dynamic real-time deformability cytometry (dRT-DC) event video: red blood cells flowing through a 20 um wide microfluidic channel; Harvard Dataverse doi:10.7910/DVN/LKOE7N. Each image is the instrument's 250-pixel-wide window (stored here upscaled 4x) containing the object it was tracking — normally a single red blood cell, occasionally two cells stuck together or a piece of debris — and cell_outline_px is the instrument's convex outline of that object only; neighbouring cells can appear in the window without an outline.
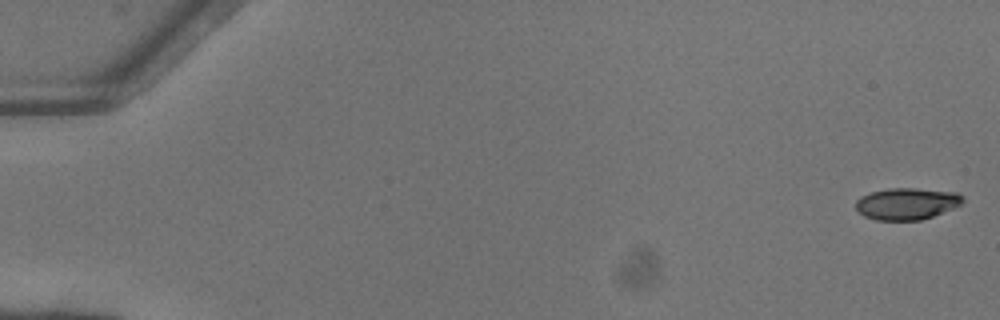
{"species": "common noctule bat (a hibernating species)", "species_latin": "Nyctalus noctula", "temperature_condition": "warm", "stored_images_in_passage": 51, "camera_frame_rate_fps": 3000, "um_per_image_px": 0.085, "animal": {"sex": "female"}, "frame": {"image": 1, "passage_image": 1, "time_ms": 0.0, "image_size_px": [1000, 320], "cell_outline_px": [[964, 200], [960, 204], [952, 208], [932, 216], [920, 220], [876, 220], [864, 216], [856, 212], [856, 200], [860, 196], [872, 192], [888, 188], [916, 188], [956, 192], [964, 196]], "centroid_in_image_um": [77.04, 17.31], "position_along_channel_um": 8.0, "area_um2": 19.83}}
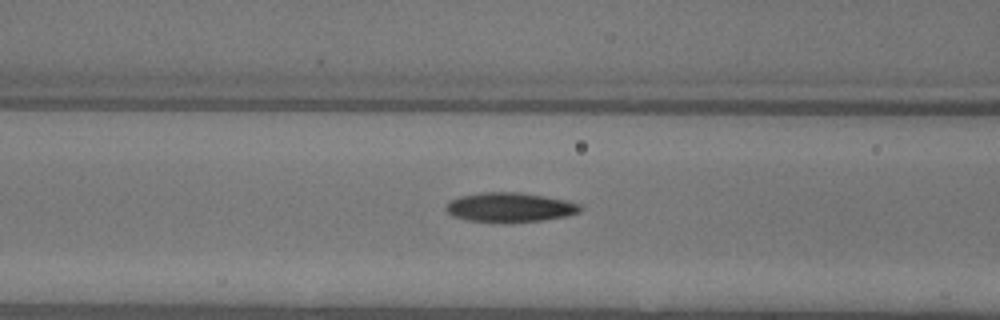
{"frame": {"image": 2, "passage_image": 22, "time_ms": 7.0, "image_size_px": [1000, 320], "cell_outline_px": [[584, 208], [580, 212], [564, 216], [544, 220], [468, 220], [452, 216], [444, 208], [452, 200], [460, 196], [484, 192], [520, 192], [568, 200], [580, 204]], "centroid_in_image_um": [43.39, 17.58], "position_along_channel_um": 123.2, "area_um2": 22.31}}
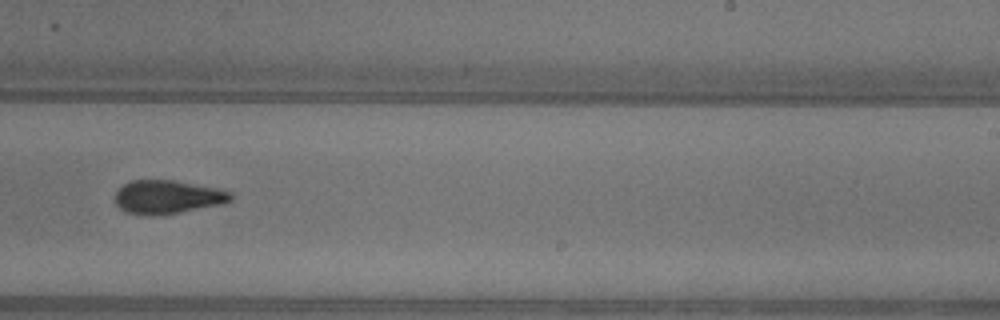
{"frame": {"image": 3, "passage_image": 33, "time_ms": 10.667, "image_size_px": [1000, 320], "cell_outline_px": [[232, 200], [220, 204], [180, 212], [124, 212], [116, 204], [116, 192], [124, 184], [132, 180], [172, 180], [216, 188], [232, 192]], "centroid_in_image_um": [14.27, 16.69], "position_along_channel_um": 274.7, "area_um2": 21.56}, "authors_computed_cell_mechanics": {"area_um2": 21.8484, "velocity_mm_per_s": 4.1436, "shape_relaxation_time_tau1_ms": 4.7062, "shape_relaxation_time_tau2_ms": 3.3575, "deformation_change_tau1": 0.1648, "deformation_change_tau2": 0.1122}}